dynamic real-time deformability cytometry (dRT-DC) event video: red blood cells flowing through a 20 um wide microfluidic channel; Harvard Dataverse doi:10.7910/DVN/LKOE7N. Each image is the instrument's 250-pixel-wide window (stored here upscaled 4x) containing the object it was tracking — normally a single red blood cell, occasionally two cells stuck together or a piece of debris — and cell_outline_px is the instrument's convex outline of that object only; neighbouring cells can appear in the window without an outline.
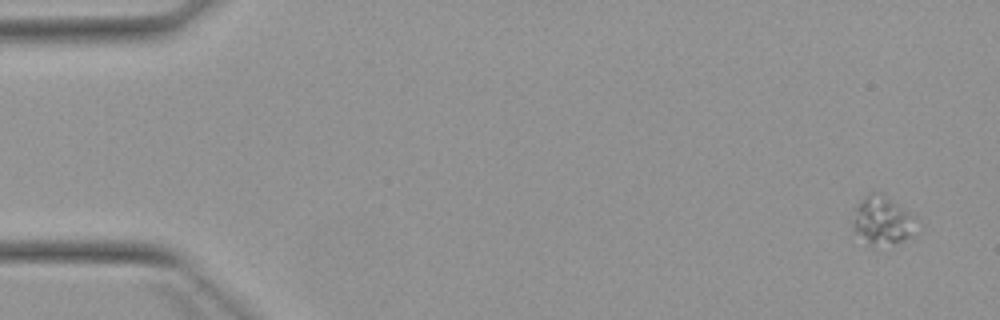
{"species": "Egyptian fruit bat (a non-hibernating species)", "species_latin": "Rousettus aegyptiacus", "temperature_condition": "warm", "stored_images_in_passage": 6, "camera_frame_rate_fps": 3000, "um_per_image_px": 0.085, "animal": {"sex": "female"}, "frame": {"image": 1, "passage_image": 1, "time_ms": 0.0, "image_size_px": [1000, 320], "cell_outline_px": [[916, 216], [908, 236], [892, 244], [872, 248], [852, 228], [852, 208], [868, 192], [880, 192]], "centroid_in_image_um": [74.88, 18.71], "position_along_channel_um": 10.1, "area_um2": 17.92}}
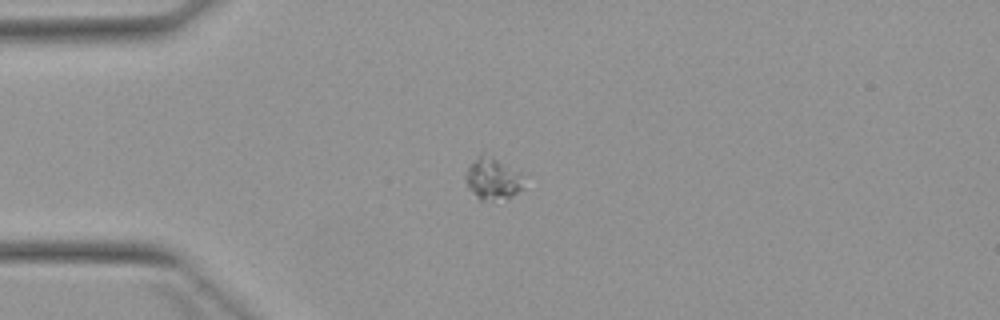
{"frame": {"image": 2, "passage_image": 4, "time_ms": 3.667, "image_size_px": [1000, 320], "cell_outline_px": [[524, 188], [512, 196], [492, 200], [480, 200], [468, 188], [464, 176], [468, 168], [480, 156], [492, 156], [516, 176]], "centroid_in_image_um": [41.77, 15.27], "position_along_channel_um": 43.2, "area_um2": 12.83}}
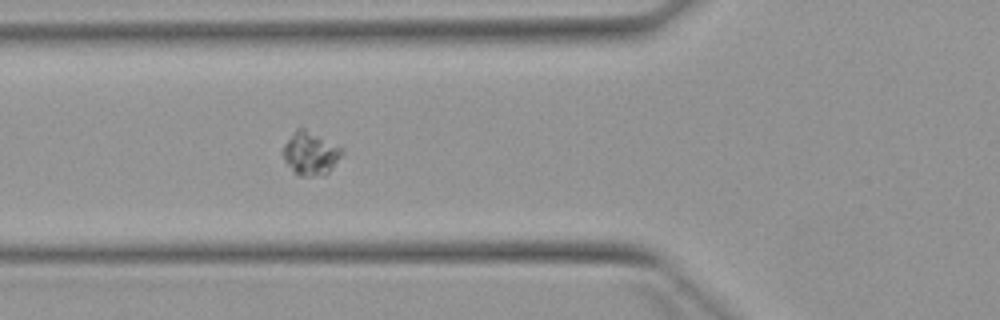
{"frame": {"image": 3, "passage_image": 6, "time_ms": 5.667, "image_size_px": [1000, 320], "cell_outline_px": [[344, 152], [328, 172], [324, 176], [296, 176], [284, 160], [280, 152], [284, 144], [292, 132], [296, 128], [304, 128], [344, 148]], "centroid_in_image_um": [26.35, 13.04], "position_along_channel_um": 99.4, "area_um2": 15.14}}